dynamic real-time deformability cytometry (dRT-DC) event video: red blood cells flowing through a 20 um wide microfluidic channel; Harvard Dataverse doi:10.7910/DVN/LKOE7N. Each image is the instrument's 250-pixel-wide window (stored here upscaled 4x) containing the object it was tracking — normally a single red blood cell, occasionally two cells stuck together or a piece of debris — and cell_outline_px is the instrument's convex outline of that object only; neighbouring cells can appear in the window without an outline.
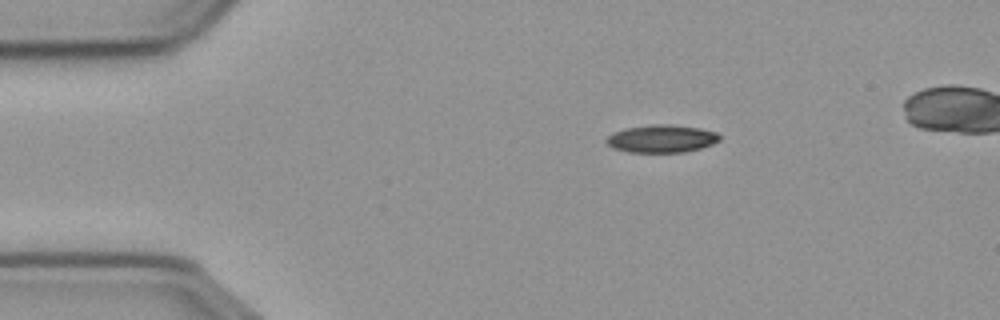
{"species": "common noctule bat (a hibernating species)", "species_latin": "Nyctalus noctula", "temperature_condition": "cold", "stored_images_in_passage": 44, "camera_frame_rate_fps": 3000, "um_per_image_px": 0.085, "animal": {"sex": "male", "body_mass_g": 23.1, "forearm_length_mm": 52.7}, "frame": {"image": 1, "passage_image": 1, "time_ms": 0.0, "image_size_px": [1000, 320], "cell_outline_px": [[720, 136], [716, 140], [708, 144], [696, 148], [676, 152], [636, 152], [616, 148], [608, 144], [608, 136], [616, 132], [632, 128], [692, 128], [712, 132]], "centroid_in_image_um": [56.18, 11.86], "position_along_channel_um": 28.8, "area_um2": 15.78}}
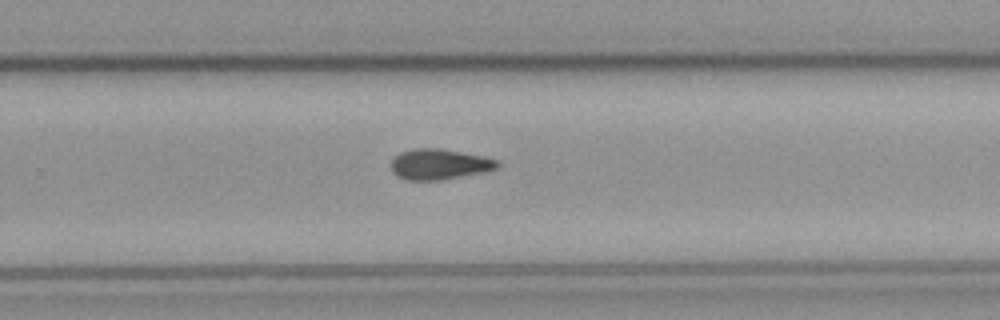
{"frame": {"image": 2, "passage_image": 27, "time_ms": 8.667, "image_size_px": [1000, 320], "cell_outline_px": [[496, 164], [492, 168], [452, 176], [428, 180], [416, 180], [400, 176], [392, 168], [392, 164], [396, 156], [404, 152], [452, 152], [476, 156], [496, 160]], "centroid_in_image_um": [37.25, 14.01], "position_along_channel_um": 292.5, "area_um2": 15.72}}
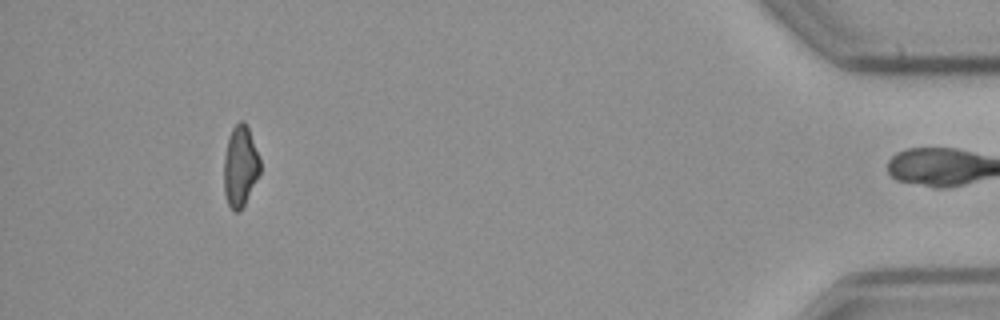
{"frame": {"image": 3, "passage_image": 43, "time_ms": 14.0, "image_size_px": [1000, 320], "cell_outline_px": [[260, 172], [244, 204], [236, 212], [228, 204], [224, 192], [224, 164], [228, 140], [236, 124], [240, 120], [248, 128], [260, 160]], "centroid_in_image_um": [20.42, 14.16], "position_along_channel_um": 414.8, "area_um2": 16.3}}